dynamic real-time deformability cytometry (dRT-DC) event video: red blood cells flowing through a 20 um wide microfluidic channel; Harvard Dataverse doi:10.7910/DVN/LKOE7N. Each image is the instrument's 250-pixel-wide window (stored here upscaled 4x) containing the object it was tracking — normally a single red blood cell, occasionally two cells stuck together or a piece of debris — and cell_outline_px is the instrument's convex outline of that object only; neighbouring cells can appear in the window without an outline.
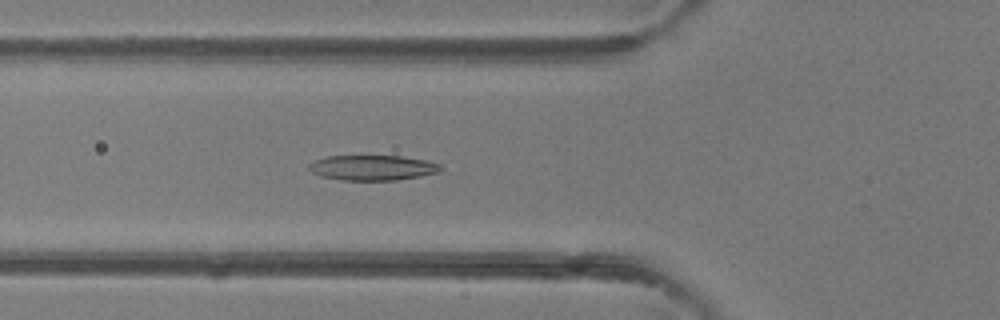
{"species": "common noctule bat (a hibernating species)", "species_latin": "Nyctalus noctula", "temperature_condition": "room temperature", "stored_images_in_passage": 48, "camera_frame_rate_fps": 3000, "um_per_image_px": 0.085, "animal": {"sex": "female"}, "frame": {"image": 1, "passage_image": 17, "time_ms": 5.333, "image_size_px": [1000, 320], "cell_outline_px": [[444, 168], [440, 172], [420, 176], [396, 180], [344, 180], [320, 176], [312, 172], [308, 168], [308, 164], [312, 160], [328, 156], [400, 156], [424, 160], [440, 164]], "centroid_in_image_um": [31.65, 14.25], "position_along_channel_um": 94.1, "area_um2": 19.36}}
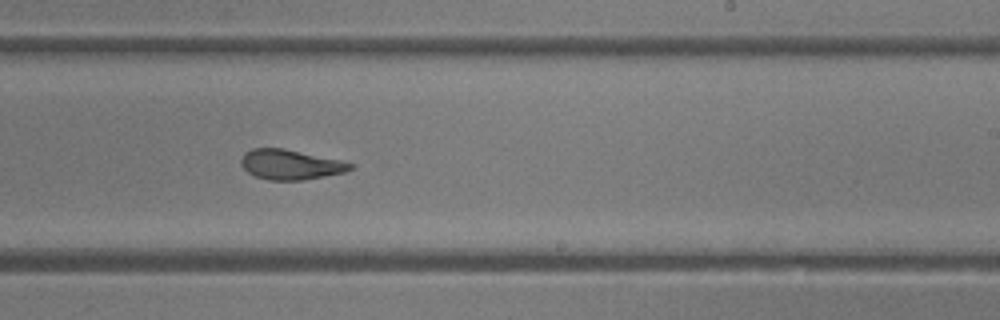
{"frame": {"image": 2, "passage_image": 29, "time_ms": 9.333, "image_size_px": [1000, 320], "cell_outline_px": [[352, 168], [344, 172], [324, 176], [300, 180], [268, 180], [256, 176], [248, 172], [240, 164], [240, 160], [244, 152], [252, 148], [284, 148], [340, 160], [352, 164]], "centroid_in_image_um": [24.63, 13.98], "position_along_channel_um": 264.4, "area_um2": 18.9}}
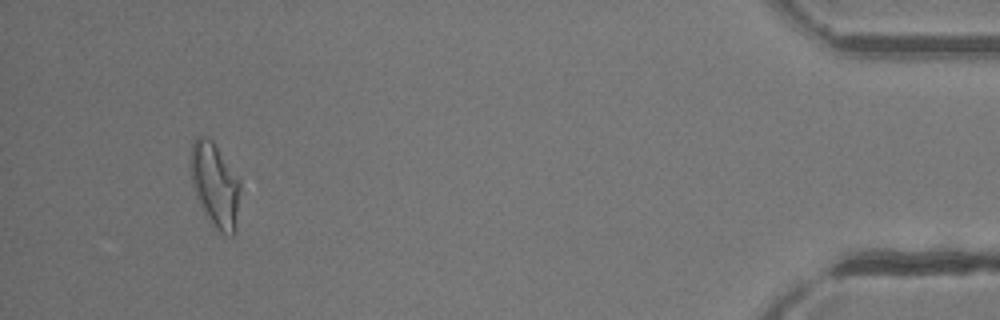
{"frame": {"image": 3, "passage_image": 45, "time_ms": 14.667, "image_size_px": [1000, 320], "cell_outline_px": [[240, 188], [236, 228], [232, 236], [228, 236], [216, 228], [204, 212], [196, 196], [192, 184], [188, 164], [192, 140], [196, 136], [208, 136], [212, 140], [240, 180]], "centroid_in_image_um": [18.24, 15.66], "position_along_channel_um": 417.0, "area_um2": 24.51}, "authors_computed_cell_mechanics": {"area_um2": 20.4901, "velocity_mm_per_s": 4.2427, "shape_relaxation_time_tau1_ms": 5.5162, "shape_relaxation_time_tau2_ms": 2.4889, "deformation_change_tau1": 0.2002, "deformation_change_tau2": 0.1124}}